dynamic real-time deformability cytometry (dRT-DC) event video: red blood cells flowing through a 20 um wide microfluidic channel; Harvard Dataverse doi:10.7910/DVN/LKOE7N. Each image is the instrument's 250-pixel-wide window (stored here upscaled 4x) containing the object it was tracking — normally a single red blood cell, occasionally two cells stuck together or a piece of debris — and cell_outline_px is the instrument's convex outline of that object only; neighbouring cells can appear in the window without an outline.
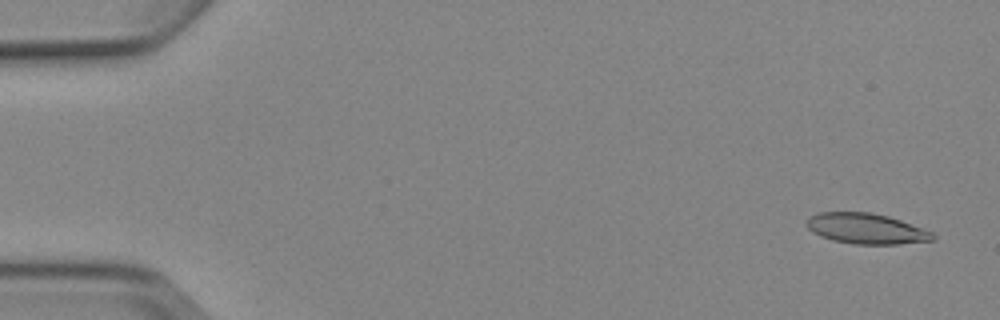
{"species": "Egyptian fruit bat (a non-hibernating species)", "species_latin": "Rousettus aegyptiacus", "temperature_condition": "cold", "stored_images_in_passage": 5, "camera_frame_rate_fps": 3000, "um_per_image_px": 0.085, "animal": {"sex": "female"}, "frame": {"image": 1, "passage_image": 1, "time_ms": 0.0, "image_size_px": [1000, 320], "cell_outline_px": [[936, 240], [896, 244], [856, 244], [832, 240], [820, 236], [812, 232], [808, 228], [808, 216], [820, 212], [872, 212], [888, 216], [900, 220], [932, 232], [936, 236]], "centroid_in_image_um": [73.63, 19.43], "position_along_channel_um": 11.4, "area_um2": 22.37}}
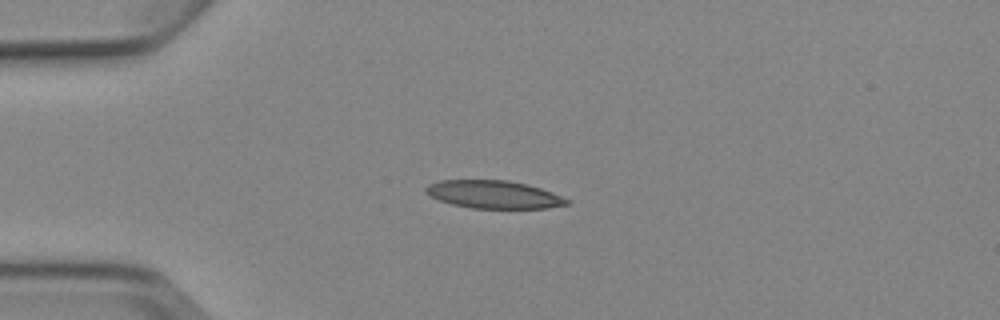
{"frame": {"image": 2, "passage_image": 4, "time_ms": 3.667, "image_size_px": [1000, 320], "cell_outline_px": [[572, 200], [568, 204], [548, 208], [472, 208], [452, 204], [440, 200], [424, 192], [424, 188], [428, 184], [440, 180], [508, 180], [528, 184], [552, 192]], "centroid_in_image_um": [41.99, 16.52], "position_along_channel_um": 43.0, "area_um2": 22.95}}